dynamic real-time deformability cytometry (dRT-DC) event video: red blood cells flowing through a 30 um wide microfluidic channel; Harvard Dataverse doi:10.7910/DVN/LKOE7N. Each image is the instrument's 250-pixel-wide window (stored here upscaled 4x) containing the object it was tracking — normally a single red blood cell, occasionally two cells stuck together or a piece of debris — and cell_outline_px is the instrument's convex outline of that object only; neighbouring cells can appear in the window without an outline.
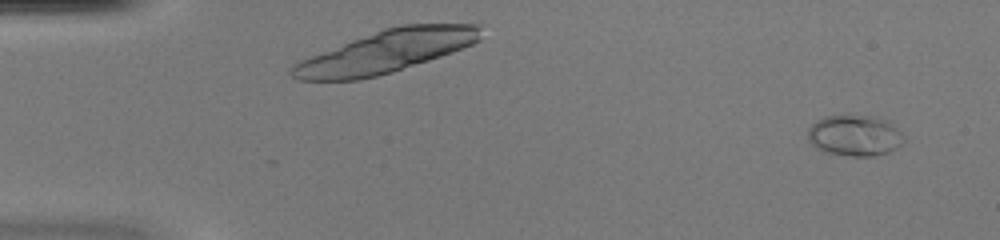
{"species": "common noctule bat (a hibernating species)", "species_latin": "Nyctalus noctula", "temperature_condition": "warm", "stored_images_in_passage": 51, "camera_frame_rate_fps": 3000, "um_per_image_px": 0.085, "animal": {"sex": "female", "body_mass_g": 20.0, "forearm_length_mm": 54.0}, "frame": {"image": 1, "passage_image": 3, "time_ms": 0.667, "image_size_px": [1000, 240], "cell_outline_px": [[904, 140], [896, 148], [888, 152], [876, 156], [852, 156], [824, 152], [816, 148], [808, 140], [808, 128], [816, 120], [824, 116], [872, 116], [888, 120], [904, 136]], "centroid_in_image_um": [72.63, 11.52], "position_along_channel_um": 12.4, "area_um2": 22.89}}
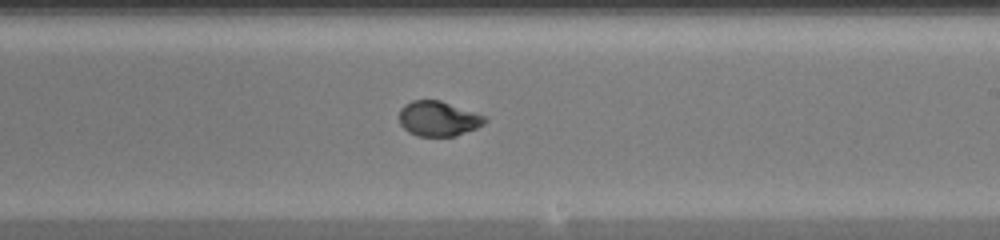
{"frame": {"image": 2, "passage_image": 31, "time_ms": 10.0, "image_size_px": [1000, 240], "cell_outline_px": [[488, 120], [484, 124], [476, 128], [456, 136], [416, 136], [408, 132], [400, 124], [400, 108], [404, 104], [412, 100], [440, 100], [484, 116]], "centroid_in_image_um": [37.23, 10.09], "position_along_channel_um": 251.8, "area_um2": 17.4}}
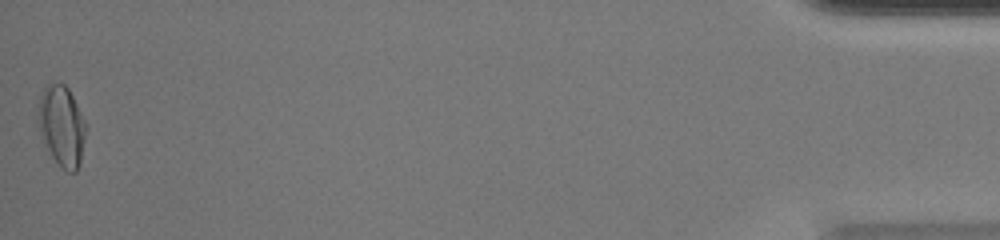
{"frame": {"image": 3, "passage_image": 51, "time_ms": 16.667, "image_size_px": [1000, 240], "cell_outline_px": [[88, 128], [80, 164], [76, 172], [68, 172], [52, 156], [44, 144], [36, 124], [36, 116], [40, 96], [44, 88], [48, 84], [64, 84], [68, 88]], "centroid_in_image_um": [5.24, 10.72], "position_along_channel_um": 430.0, "area_um2": 22.6}, "authors_computed_cell_mechanics": {"area_um2": 18.496, "velocity_mm_per_s": 4.0607, "shape_relaxation_time_tau1_ms": 4.6846, "shape_relaxation_time_tau2_ms": 0.7583, "deformation_change_tau1": 0.2106, "deformation_change_tau2": 0.0395}}